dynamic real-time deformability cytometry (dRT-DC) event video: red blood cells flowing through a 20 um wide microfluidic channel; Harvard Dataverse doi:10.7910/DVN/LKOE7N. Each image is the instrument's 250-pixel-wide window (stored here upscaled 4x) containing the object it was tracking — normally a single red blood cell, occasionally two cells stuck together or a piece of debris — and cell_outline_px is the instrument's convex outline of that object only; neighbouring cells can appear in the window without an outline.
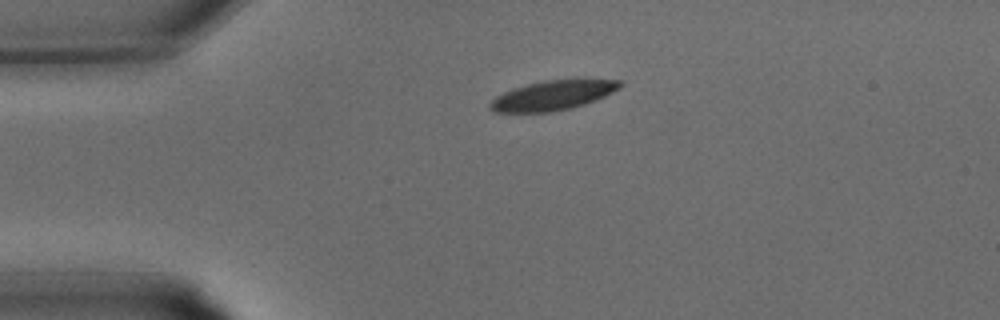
{"species": "common noctule bat (a hibernating species)", "species_latin": "Nyctalus noctula", "temperature_condition": "warm", "stored_images_in_passage": 26, "camera_frame_rate_fps": 3000, "um_per_image_px": 0.085, "animal": {"sex": "male", "body_mass_g": 15.6}, "frame": {"image": 1, "passage_image": 1, "time_ms": 0.0, "image_size_px": [1000, 320], "cell_outline_px": [[624, 84], [620, 88], [596, 100], [572, 108], [552, 112], [492, 112], [488, 108], [488, 104], [496, 96], [512, 88], [544, 80], [588, 76], [624, 80]], "centroid_in_image_um": [47.1, 8.05], "position_along_channel_um": 37.9, "area_um2": 23.52}}
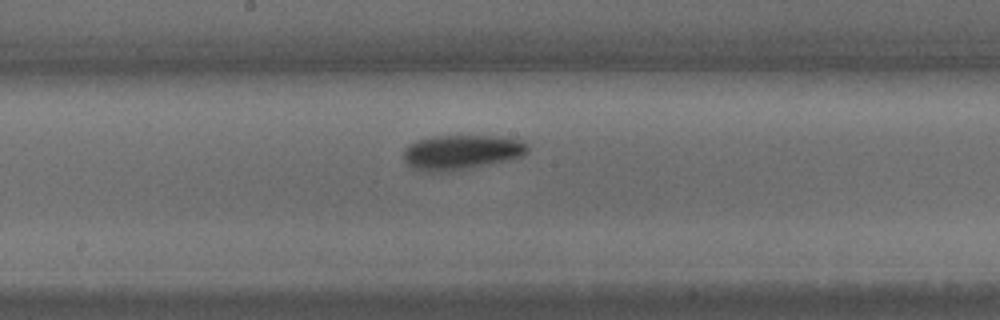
{"frame": {"image": 2, "passage_image": 11, "time_ms": 3.333, "image_size_px": [1000, 320], "cell_outline_px": [[528, 152], [524, 156], [508, 160], [472, 168], [452, 172], [428, 172], [412, 168], [404, 160], [404, 148], [408, 144], [416, 140], [432, 136], [492, 136], [524, 140], [528, 144]], "centroid_in_image_um": [39.22, 12.95], "position_along_channel_um": 209.0, "area_um2": 25.55}}
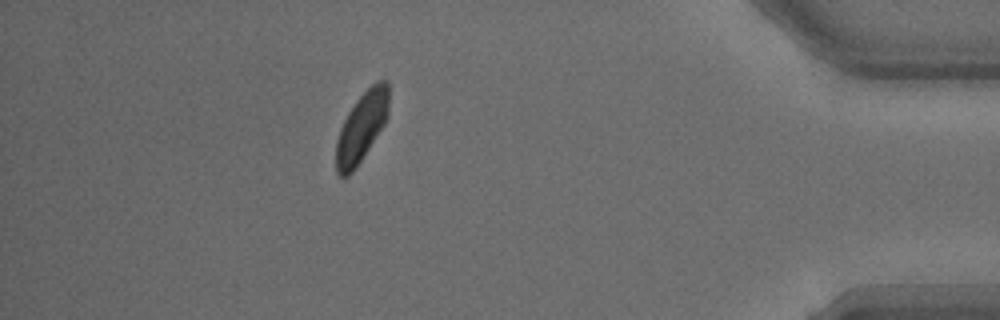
{"frame": {"image": 3, "passage_image": 23, "time_ms": 7.333, "image_size_px": [1000, 320], "cell_outline_px": [[388, 116], [384, 124], [356, 168], [348, 176], [340, 176], [336, 172], [336, 140], [340, 128], [348, 112], [356, 100], [376, 80], [388, 80]], "centroid_in_image_um": [30.73, 10.8], "position_along_channel_um": 404.5, "area_um2": 21.27}}